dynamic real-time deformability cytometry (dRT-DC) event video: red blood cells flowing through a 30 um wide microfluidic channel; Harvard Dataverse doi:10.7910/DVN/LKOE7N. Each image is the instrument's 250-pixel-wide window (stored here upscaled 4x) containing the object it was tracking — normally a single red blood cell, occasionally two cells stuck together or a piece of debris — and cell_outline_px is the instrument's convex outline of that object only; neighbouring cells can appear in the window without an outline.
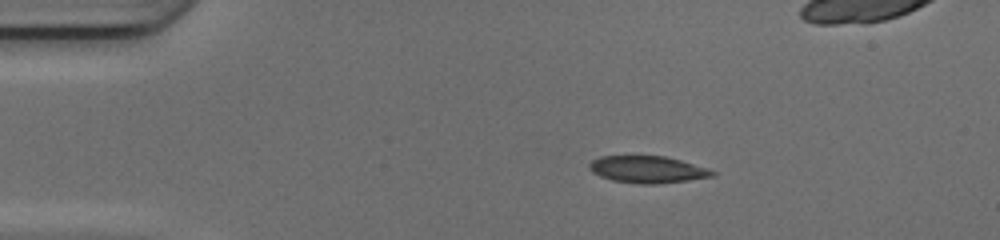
{"species": "common noctule bat (a hibernating species)", "species_latin": "Nyctalus noctula", "temperature_condition": "cold", "stored_images_in_passage": 42, "camera_frame_rate_fps": 3000, "um_per_image_px": 0.085, "animal": {"sex": "female", "body_mass_g": 17.0, "forearm_length_mm": 48.0}, "frame": {"image": 1, "passage_image": 1, "time_ms": 0.0, "image_size_px": [1000, 240], "cell_outline_px": [[716, 176], [688, 180], [656, 184], [640, 184], [612, 180], [600, 176], [592, 172], [588, 168], [588, 164], [592, 160], [600, 156], [664, 156], [680, 160], [708, 168], [716, 172]], "centroid_in_image_um": [55.03, 14.4], "position_along_channel_um": 30.0, "area_um2": 19.36}}
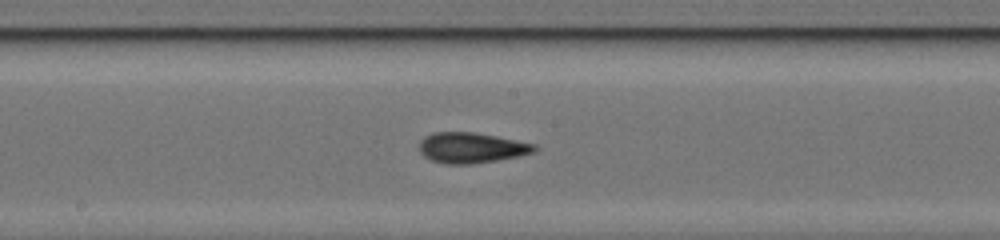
{"frame": {"image": 2, "passage_image": 18, "time_ms": 5.667, "image_size_px": [1000, 240], "cell_outline_px": [[540, 148], [536, 152], [520, 156], [472, 164], [444, 164], [432, 160], [424, 156], [420, 152], [420, 140], [424, 136], [432, 132], [472, 132], [496, 136], [536, 144]], "centroid_in_image_um": [40.09, 12.56], "position_along_channel_um": 208.1, "area_um2": 20.63}}
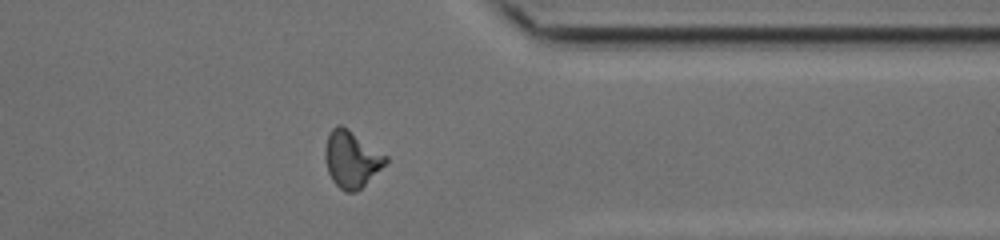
{"frame": {"image": 3, "passage_image": 31, "time_ms": 10.0, "image_size_px": [1000, 240], "cell_outline_px": [[388, 160], [356, 192], [344, 192], [332, 180], [328, 172], [324, 156], [324, 148], [328, 136], [332, 128], [336, 124], [340, 124], [348, 128], [388, 156]], "centroid_in_image_um": [29.84, 13.5], "position_along_channel_um": 381.6, "area_um2": 19.83}, "authors_computed_cell_mechanics": {"area_um2": 19.7676, "velocity_mm_per_s": 4.2052, "shape_relaxation_time_tau1_ms": null, "shape_relaxation_time_tau2_ms": 2.7497, "deformation_change_tau1": null, "deformation_change_tau2": 0.0793}}